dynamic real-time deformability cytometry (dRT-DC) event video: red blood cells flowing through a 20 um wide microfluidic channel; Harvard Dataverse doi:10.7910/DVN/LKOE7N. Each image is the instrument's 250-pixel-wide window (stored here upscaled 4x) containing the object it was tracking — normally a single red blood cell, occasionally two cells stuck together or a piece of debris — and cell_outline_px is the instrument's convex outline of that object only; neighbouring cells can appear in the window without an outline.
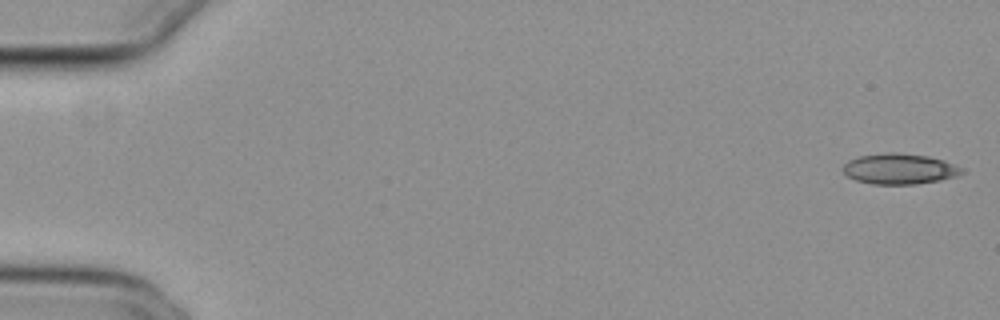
{"species": "common noctule bat (a hibernating species)", "species_latin": "Nyctalus noctula", "temperature_condition": "cold", "stored_images_in_passage": 3, "camera_frame_rate_fps": 3000, "um_per_image_px": 0.085, "animal": {"sex": "female", "body_mass_g": 29.2, "forearm_length_mm": 56.3}, "frame": {"image": 1, "passage_image": 1, "time_ms": 0.0, "image_size_px": [1000, 320], "cell_outline_px": [[964, 172], [956, 176], [940, 180], [916, 184], [872, 184], [856, 180], [848, 176], [840, 168], [848, 160], [860, 156], [884, 152], [896, 152], [928, 156], [944, 160], [964, 168]], "centroid_in_image_um": [76.45, 14.34], "position_along_channel_um": 8.5, "area_um2": 21.33}}